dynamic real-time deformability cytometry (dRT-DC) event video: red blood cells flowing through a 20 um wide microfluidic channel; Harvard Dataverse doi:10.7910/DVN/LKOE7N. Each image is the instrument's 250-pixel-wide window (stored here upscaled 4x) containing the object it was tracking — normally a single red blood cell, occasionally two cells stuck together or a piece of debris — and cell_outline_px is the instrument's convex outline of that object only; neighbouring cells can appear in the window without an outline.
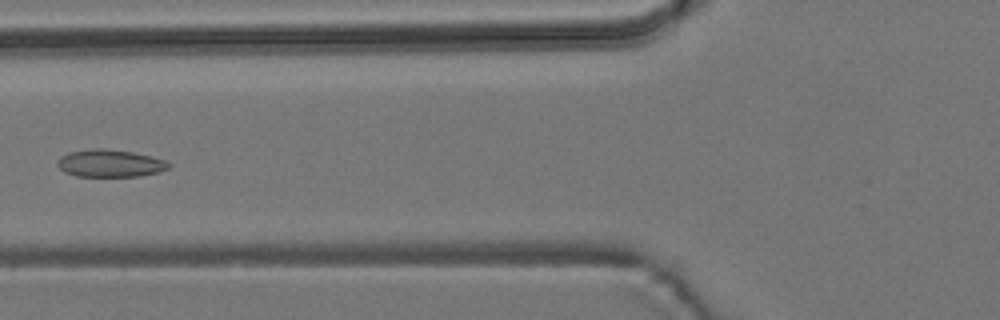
{"species": "common noctule bat (a hibernating species)", "species_latin": "Nyctalus noctula", "temperature_condition": "room temperature", "stored_images_in_passage": 4, "camera_frame_rate_fps": 3000, "um_per_image_px": 0.085, "animal": {"sex": "male", "body_mass_g": 19.2, "forearm_length_mm": 51.8}, "frame": {"image": 1, "passage_image": 4, "time_ms": 3.333, "image_size_px": [1000, 320], "cell_outline_px": [[172, 164], [168, 168], [160, 172], [140, 176], [76, 176], [64, 172], [56, 164], [60, 156], [68, 152], [92, 148], [104, 148], [132, 152], [164, 160]], "centroid_in_image_um": [9.32, 13.88], "position_along_channel_um": 116.5, "area_um2": 17.8}}